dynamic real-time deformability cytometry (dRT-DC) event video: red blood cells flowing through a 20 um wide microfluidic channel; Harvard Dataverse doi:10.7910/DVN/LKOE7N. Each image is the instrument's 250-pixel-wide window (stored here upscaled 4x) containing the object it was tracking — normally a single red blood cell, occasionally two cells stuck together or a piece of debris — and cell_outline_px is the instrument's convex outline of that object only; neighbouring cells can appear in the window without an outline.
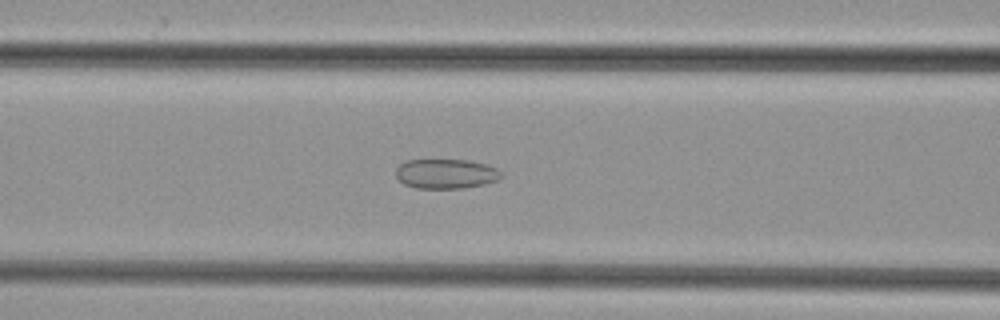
{"species": "common noctule bat (a hibernating species)", "species_latin": "Nyctalus noctula", "temperature_condition": "cold", "stored_images_in_passage": 42, "camera_frame_rate_fps": 3000, "um_per_image_px": 0.085, "animal": {"sex": "female", "body_mass_g": 29.2, "forearm_length_mm": 56.3}, "frame": {"image": 1, "passage_image": 13, "time_ms": 4.0, "image_size_px": [1000, 320], "cell_outline_px": [[504, 176], [496, 180], [484, 184], [464, 188], [416, 188], [404, 184], [396, 176], [396, 168], [400, 164], [408, 160], [468, 160], [484, 164], [496, 168]], "centroid_in_image_um": [37.89, 14.77], "position_along_channel_um": 128.7, "area_um2": 18.09}}
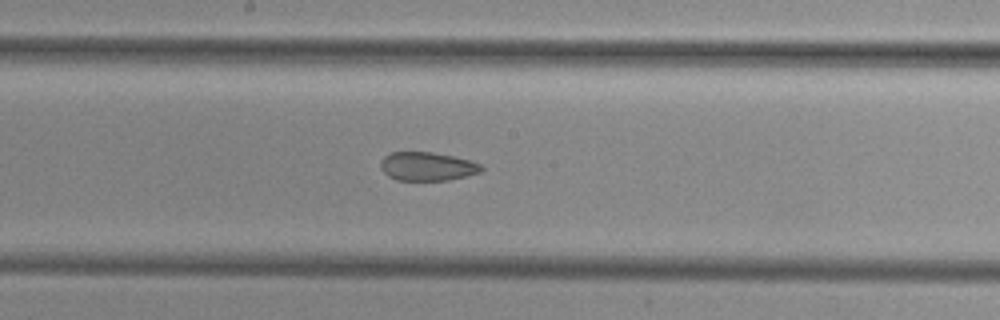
{"frame": {"image": 2, "passage_image": 19, "time_ms": 6.0, "image_size_px": [1000, 320], "cell_outline_px": [[484, 168], [480, 172], [448, 180], [396, 180], [388, 176], [380, 168], [380, 160], [384, 156], [392, 152], [432, 152], [452, 156], [468, 160], [480, 164]], "centroid_in_image_um": [36.27, 14.14], "position_along_channel_um": 211.9, "area_um2": 16.7}}
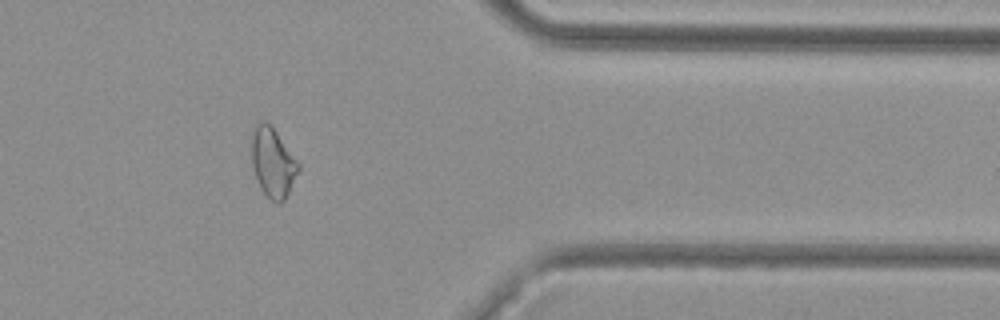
{"frame": {"image": 3, "passage_image": 33, "time_ms": 10.667, "image_size_px": [1000, 320], "cell_outline_px": [[300, 168], [284, 200], [280, 204], [276, 204], [260, 188], [252, 164], [252, 132], [256, 120], [264, 120], [276, 132], [300, 164]], "centroid_in_image_um": [23.18, 13.8], "position_along_channel_um": 388.2, "area_um2": 18.67}}